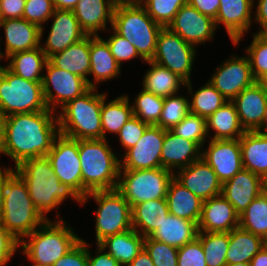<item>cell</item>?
Listing matches in <instances>:
<instances>
[{"instance_id": "cell-6", "label": "cell", "mask_w": 267, "mask_h": 266, "mask_svg": "<svg viewBox=\"0 0 267 266\" xmlns=\"http://www.w3.org/2000/svg\"><path fill=\"white\" fill-rule=\"evenodd\" d=\"M89 88L81 96L68 101L56 112L59 133L77 139H102L101 106L104 93Z\"/></svg>"}, {"instance_id": "cell-53", "label": "cell", "mask_w": 267, "mask_h": 266, "mask_svg": "<svg viewBox=\"0 0 267 266\" xmlns=\"http://www.w3.org/2000/svg\"><path fill=\"white\" fill-rule=\"evenodd\" d=\"M17 249H19V241L0 224V266L9 263Z\"/></svg>"}, {"instance_id": "cell-43", "label": "cell", "mask_w": 267, "mask_h": 266, "mask_svg": "<svg viewBox=\"0 0 267 266\" xmlns=\"http://www.w3.org/2000/svg\"><path fill=\"white\" fill-rule=\"evenodd\" d=\"M189 100L177 94L164 97L163 109L156 125L165 130H171L178 125L190 113Z\"/></svg>"}, {"instance_id": "cell-44", "label": "cell", "mask_w": 267, "mask_h": 266, "mask_svg": "<svg viewBox=\"0 0 267 266\" xmlns=\"http://www.w3.org/2000/svg\"><path fill=\"white\" fill-rule=\"evenodd\" d=\"M147 11V14L162 27L168 25L174 19L179 9L187 3V0H137Z\"/></svg>"}, {"instance_id": "cell-7", "label": "cell", "mask_w": 267, "mask_h": 266, "mask_svg": "<svg viewBox=\"0 0 267 266\" xmlns=\"http://www.w3.org/2000/svg\"><path fill=\"white\" fill-rule=\"evenodd\" d=\"M25 238H29L25 240ZM81 240L63 218L53 222L46 220L32 233L24 237L19 246L36 266H52Z\"/></svg>"}, {"instance_id": "cell-20", "label": "cell", "mask_w": 267, "mask_h": 266, "mask_svg": "<svg viewBox=\"0 0 267 266\" xmlns=\"http://www.w3.org/2000/svg\"><path fill=\"white\" fill-rule=\"evenodd\" d=\"M254 0H220L218 14L215 18L216 27L224 25L229 38L239 45L246 32L249 33L253 21L252 11Z\"/></svg>"}, {"instance_id": "cell-48", "label": "cell", "mask_w": 267, "mask_h": 266, "mask_svg": "<svg viewBox=\"0 0 267 266\" xmlns=\"http://www.w3.org/2000/svg\"><path fill=\"white\" fill-rule=\"evenodd\" d=\"M144 248L149 253L155 266H178V249L156 241L150 237H145Z\"/></svg>"}, {"instance_id": "cell-57", "label": "cell", "mask_w": 267, "mask_h": 266, "mask_svg": "<svg viewBox=\"0 0 267 266\" xmlns=\"http://www.w3.org/2000/svg\"><path fill=\"white\" fill-rule=\"evenodd\" d=\"M254 20L261 27L257 33H267V0H258Z\"/></svg>"}, {"instance_id": "cell-37", "label": "cell", "mask_w": 267, "mask_h": 266, "mask_svg": "<svg viewBox=\"0 0 267 266\" xmlns=\"http://www.w3.org/2000/svg\"><path fill=\"white\" fill-rule=\"evenodd\" d=\"M106 100L104 92L101 106L102 139H107L106 132L117 135L125 123L134 116L128 95H120L108 103Z\"/></svg>"}, {"instance_id": "cell-29", "label": "cell", "mask_w": 267, "mask_h": 266, "mask_svg": "<svg viewBox=\"0 0 267 266\" xmlns=\"http://www.w3.org/2000/svg\"><path fill=\"white\" fill-rule=\"evenodd\" d=\"M121 67L116 62L114 56L105 39L101 36L90 35V72L94 82L91 88H97V83L106 82L120 75Z\"/></svg>"}, {"instance_id": "cell-11", "label": "cell", "mask_w": 267, "mask_h": 266, "mask_svg": "<svg viewBox=\"0 0 267 266\" xmlns=\"http://www.w3.org/2000/svg\"><path fill=\"white\" fill-rule=\"evenodd\" d=\"M196 48L185 42L168 27H163L158 34L154 63L168 68L185 82L190 81Z\"/></svg>"}, {"instance_id": "cell-42", "label": "cell", "mask_w": 267, "mask_h": 266, "mask_svg": "<svg viewBox=\"0 0 267 266\" xmlns=\"http://www.w3.org/2000/svg\"><path fill=\"white\" fill-rule=\"evenodd\" d=\"M134 101L131 106L135 117L149 125H156L159 122L164 97L154 95L142 89Z\"/></svg>"}, {"instance_id": "cell-56", "label": "cell", "mask_w": 267, "mask_h": 266, "mask_svg": "<svg viewBox=\"0 0 267 266\" xmlns=\"http://www.w3.org/2000/svg\"><path fill=\"white\" fill-rule=\"evenodd\" d=\"M187 3L195 7L200 13L214 20L220 6V0H187Z\"/></svg>"}, {"instance_id": "cell-63", "label": "cell", "mask_w": 267, "mask_h": 266, "mask_svg": "<svg viewBox=\"0 0 267 266\" xmlns=\"http://www.w3.org/2000/svg\"><path fill=\"white\" fill-rule=\"evenodd\" d=\"M256 83L262 88V90L267 94V73L260 76Z\"/></svg>"}, {"instance_id": "cell-35", "label": "cell", "mask_w": 267, "mask_h": 266, "mask_svg": "<svg viewBox=\"0 0 267 266\" xmlns=\"http://www.w3.org/2000/svg\"><path fill=\"white\" fill-rule=\"evenodd\" d=\"M206 124L207 131L212 129L215 132L211 135L212 140L240 139L246 132L240 124L236 106L232 101H227L209 116Z\"/></svg>"}, {"instance_id": "cell-15", "label": "cell", "mask_w": 267, "mask_h": 266, "mask_svg": "<svg viewBox=\"0 0 267 266\" xmlns=\"http://www.w3.org/2000/svg\"><path fill=\"white\" fill-rule=\"evenodd\" d=\"M165 129L149 125L135 146L125 152L120 170H140L161 167V152Z\"/></svg>"}, {"instance_id": "cell-51", "label": "cell", "mask_w": 267, "mask_h": 266, "mask_svg": "<svg viewBox=\"0 0 267 266\" xmlns=\"http://www.w3.org/2000/svg\"><path fill=\"white\" fill-rule=\"evenodd\" d=\"M110 47L111 54L116 62L122 66L123 61H129L134 58H141L136 51V48L125 38L117 34L113 30V34L105 40Z\"/></svg>"}, {"instance_id": "cell-52", "label": "cell", "mask_w": 267, "mask_h": 266, "mask_svg": "<svg viewBox=\"0 0 267 266\" xmlns=\"http://www.w3.org/2000/svg\"><path fill=\"white\" fill-rule=\"evenodd\" d=\"M52 266H89L88 243L81 238L73 248L60 257Z\"/></svg>"}, {"instance_id": "cell-12", "label": "cell", "mask_w": 267, "mask_h": 266, "mask_svg": "<svg viewBox=\"0 0 267 266\" xmlns=\"http://www.w3.org/2000/svg\"><path fill=\"white\" fill-rule=\"evenodd\" d=\"M45 69L42 88L45 102L50 110L57 112L56 110H59L57 107H63L68 101L81 96L90 88L82 77L59 69L49 61Z\"/></svg>"}, {"instance_id": "cell-66", "label": "cell", "mask_w": 267, "mask_h": 266, "mask_svg": "<svg viewBox=\"0 0 267 266\" xmlns=\"http://www.w3.org/2000/svg\"><path fill=\"white\" fill-rule=\"evenodd\" d=\"M116 1H137V0H116Z\"/></svg>"}, {"instance_id": "cell-47", "label": "cell", "mask_w": 267, "mask_h": 266, "mask_svg": "<svg viewBox=\"0 0 267 266\" xmlns=\"http://www.w3.org/2000/svg\"><path fill=\"white\" fill-rule=\"evenodd\" d=\"M54 9L52 0H26L23 18L41 28L40 40L43 39V24L50 20V17L54 13Z\"/></svg>"}, {"instance_id": "cell-62", "label": "cell", "mask_w": 267, "mask_h": 266, "mask_svg": "<svg viewBox=\"0 0 267 266\" xmlns=\"http://www.w3.org/2000/svg\"><path fill=\"white\" fill-rule=\"evenodd\" d=\"M6 119H7V115L3 111V109L0 107V148H1V145H2L3 137H4Z\"/></svg>"}, {"instance_id": "cell-36", "label": "cell", "mask_w": 267, "mask_h": 266, "mask_svg": "<svg viewBox=\"0 0 267 266\" xmlns=\"http://www.w3.org/2000/svg\"><path fill=\"white\" fill-rule=\"evenodd\" d=\"M7 59L10 61L6 67L11 72L30 81L42 82L43 74L41 73L44 71L48 58L40 47L13 53L6 58V61Z\"/></svg>"}, {"instance_id": "cell-61", "label": "cell", "mask_w": 267, "mask_h": 266, "mask_svg": "<svg viewBox=\"0 0 267 266\" xmlns=\"http://www.w3.org/2000/svg\"><path fill=\"white\" fill-rule=\"evenodd\" d=\"M55 9L73 10L79 0H52Z\"/></svg>"}, {"instance_id": "cell-41", "label": "cell", "mask_w": 267, "mask_h": 266, "mask_svg": "<svg viewBox=\"0 0 267 266\" xmlns=\"http://www.w3.org/2000/svg\"><path fill=\"white\" fill-rule=\"evenodd\" d=\"M207 266H226V254L229 245V232L198 231Z\"/></svg>"}, {"instance_id": "cell-26", "label": "cell", "mask_w": 267, "mask_h": 266, "mask_svg": "<svg viewBox=\"0 0 267 266\" xmlns=\"http://www.w3.org/2000/svg\"><path fill=\"white\" fill-rule=\"evenodd\" d=\"M116 2V0H79L72 12L87 35L99 36L98 31L105 30L108 22L112 27Z\"/></svg>"}, {"instance_id": "cell-17", "label": "cell", "mask_w": 267, "mask_h": 266, "mask_svg": "<svg viewBox=\"0 0 267 266\" xmlns=\"http://www.w3.org/2000/svg\"><path fill=\"white\" fill-rule=\"evenodd\" d=\"M201 158L213 169L223 184L243 169L239 139L210 140Z\"/></svg>"}, {"instance_id": "cell-32", "label": "cell", "mask_w": 267, "mask_h": 266, "mask_svg": "<svg viewBox=\"0 0 267 266\" xmlns=\"http://www.w3.org/2000/svg\"><path fill=\"white\" fill-rule=\"evenodd\" d=\"M132 227L144 237H149L169 214L166 198L144 201L131 208Z\"/></svg>"}, {"instance_id": "cell-3", "label": "cell", "mask_w": 267, "mask_h": 266, "mask_svg": "<svg viewBox=\"0 0 267 266\" xmlns=\"http://www.w3.org/2000/svg\"><path fill=\"white\" fill-rule=\"evenodd\" d=\"M107 139L78 140L82 198L89 192L117 188L121 161Z\"/></svg>"}, {"instance_id": "cell-9", "label": "cell", "mask_w": 267, "mask_h": 266, "mask_svg": "<svg viewBox=\"0 0 267 266\" xmlns=\"http://www.w3.org/2000/svg\"><path fill=\"white\" fill-rule=\"evenodd\" d=\"M89 197L98 204L95 211L96 244L105 238L132 229L131 206L124 196L117 190H103L89 192L82 198L84 205Z\"/></svg>"}, {"instance_id": "cell-1", "label": "cell", "mask_w": 267, "mask_h": 266, "mask_svg": "<svg viewBox=\"0 0 267 266\" xmlns=\"http://www.w3.org/2000/svg\"><path fill=\"white\" fill-rule=\"evenodd\" d=\"M55 111L16 113L7 116L0 153L15 161V167L28 159L47 156L59 134Z\"/></svg>"}, {"instance_id": "cell-34", "label": "cell", "mask_w": 267, "mask_h": 266, "mask_svg": "<svg viewBox=\"0 0 267 266\" xmlns=\"http://www.w3.org/2000/svg\"><path fill=\"white\" fill-rule=\"evenodd\" d=\"M265 243L263 238L240 226L234 228L229 232L227 264L250 263L251 259L265 246Z\"/></svg>"}, {"instance_id": "cell-2", "label": "cell", "mask_w": 267, "mask_h": 266, "mask_svg": "<svg viewBox=\"0 0 267 266\" xmlns=\"http://www.w3.org/2000/svg\"><path fill=\"white\" fill-rule=\"evenodd\" d=\"M14 171L25 182L29 196L36 209L46 217L52 209L71 197L82 204V197L68 184L61 183L55 176L47 156L25 160Z\"/></svg>"}, {"instance_id": "cell-38", "label": "cell", "mask_w": 267, "mask_h": 266, "mask_svg": "<svg viewBox=\"0 0 267 266\" xmlns=\"http://www.w3.org/2000/svg\"><path fill=\"white\" fill-rule=\"evenodd\" d=\"M151 68L145 73L143 78V90L161 97H168L185 86V81L177 74L171 72L168 68L162 67L153 61H146Z\"/></svg>"}, {"instance_id": "cell-59", "label": "cell", "mask_w": 267, "mask_h": 266, "mask_svg": "<svg viewBox=\"0 0 267 266\" xmlns=\"http://www.w3.org/2000/svg\"><path fill=\"white\" fill-rule=\"evenodd\" d=\"M14 172V169L10 168H4L2 169L0 166V220L2 218V212H3V204H4V200L2 198V193H1V189H2V184L4 183V181Z\"/></svg>"}, {"instance_id": "cell-18", "label": "cell", "mask_w": 267, "mask_h": 266, "mask_svg": "<svg viewBox=\"0 0 267 266\" xmlns=\"http://www.w3.org/2000/svg\"><path fill=\"white\" fill-rule=\"evenodd\" d=\"M51 28L45 44L40 42V48L47 58L62 52L87 36L82 30L75 14L71 10L54 9ZM44 46V47H43Z\"/></svg>"}, {"instance_id": "cell-54", "label": "cell", "mask_w": 267, "mask_h": 266, "mask_svg": "<svg viewBox=\"0 0 267 266\" xmlns=\"http://www.w3.org/2000/svg\"><path fill=\"white\" fill-rule=\"evenodd\" d=\"M26 0H0V20L23 18Z\"/></svg>"}, {"instance_id": "cell-21", "label": "cell", "mask_w": 267, "mask_h": 266, "mask_svg": "<svg viewBox=\"0 0 267 266\" xmlns=\"http://www.w3.org/2000/svg\"><path fill=\"white\" fill-rule=\"evenodd\" d=\"M267 188V182L249 170L242 169L222 184L221 195L226 198L240 215L257 196Z\"/></svg>"}, {"instance_id": "cell-5", "label": "cell", "mask_w": 267, "mask_h": 266, "mask_svg": "<svg viewBox=\"0 0 267 266\" xmlns=\"http://www.w3.org/2000/svg\"><path fill=\"white\" fill-rule=\"evenodd\" d=\"M4 200L0 224L19 242L47 219L36 209L27 186L14 171L2 184Z\"/></svg>"}, {"instance_id": "cell-33", "label": "cell", "mask_w": 267, "mask_h": 266, "mask_svg": "<svg viewBox=\"0 0 267 266\" xmlns=\"http://www.w3.org/2000/svg\"><path fill=\"white\" fill-rule=\"evenodd\" d=\"M144 239V236L132 228L126 232L109 236L98 245L104 250L108 249L106 252L122 266H127L143 249Z\"/></svg>"}, {"instance_id": "cell-28", "label": "cell", "mask_w": 267, "mask_h": 266, "mask_svg": "<svg viewBox=\"0 0 267 266\" xmlns=\"http://www.w3.org/2000/svg\"><path fill=\"white\" fill-rule=\"evenodd\" d=\"M48 61L59 69L82 77L91 87L92 81L88 79L90 72V35L71 44L62 52L50 56Z\"/></svg>"}, {"instance_id": "cell-14", "label": "cell", "mask_w": 267, "mask_h": 266, "mask_svg": "<svg viewBox=\"0 0 267 266\" xmlns=\"http://www.w3.org/2000/svg\"><path fill=\"white\" fill-rule=\"evenodd\" d=\"M227 101H232L245 88L252 86L256 80L251 71L248 56L237 57L233 54L220 64L208 80Z\"/></svg>"}, {"instance_id": "cell-16", "label": "cell", "mask_w": 267, "mask_h": 266, "mask_svg": "<svg viewBox=\"0 0 267 266\" xmlns=\"http://www.w3.org/2000/svg\"><path fill=\"white\" fill-rule=\"evenodd\" d=\"M168 28L195 48L212 40L217 30L214 19L200 13L188 3L179 9Z\"/></svg>"}, {"instance_id": "cell-23", "label": "cell", "mask_w": 267, "mask_h": 266, "mask_svg": "<svg viewBox=\"0 0 267 266\" xmlns=\"http://www.w3.org/2000/svg\"><path fill=\"white\" fill-rule=\"evenodd\" d=\"M197 227L202 232H230L239 227V214L226 198L215 196L203 201Z\"/></svg>"}, {"instance_id": "cell-27", "label": "cell", "mask_w": 267, "mask_h": 266, "mask_svg": "<svg viewBox=\"0 0 267 266\" xmlns=\"http://www.w3.org/2000/svg\"><path fill=\"white\" fill-rule=\"evenodd\" d=\"M239 141L243 169L267 182V133L260 130L246 131Z\"/></svg>"}, {"instance_id": "cell-58", "label": "cell", "mask_w": 267, "mask_h": 266, "mask_svg": "<svg viewBox=\"0 0 267 266\" xmlns=\"http://www.w3.org/2000/svg\"><path fill=\"white\" fill-rule=\"evenodd\" d=\"M127 266H155L149 253L143 247L139 254L133 259V261Z\"/></svg>"}, {"instance_id": "cell-8", "label": "cell", "mask_w": 267, "mask_h": 266, "mask_svg": "<svg viewBox=\"0 0 267 266\" xmlns=\"http://www.w3.org/2000/svg\"><path fill=\"white\" fill-rule=\"evenodd\" d=\"M0 107L7 116L48 110L42 82H34L0 65Z\"/></svg>"}, {"instance_id": "cell-10", "label": "cell", "mask_w": 267, "mask_h": 266, "mask_svg": "<svg viewBox=\"0 0 267 266\" xmlns=\"http://www.w3.org/2000/svg\"><path fill=\"white\" fill-rule=\"evenodd\" d=\"M122 172V173H121ZM174 173L166 168L120 170L117 190L131 208L141 202L166 198Z\"/></svg>"}, {"instance_id": "cell-45", "label": "cell", "mask_w": 267, "mask_h": 266, "mask_svg": "<svg viewBox=\"0 0 267 266\" xmlns=\"http://www.w3.org/2000/svg\"><path fill=\"white\" fill-rule=\"evenodd\" d=\"M171 131L186 140L196 142L201 148L204 147L207 136L209 137L206 119L192 113H189Z\"/></svg>"}, {"instance_id": "cell-13", "label": "cell", "mask_w": 267, "mask_h": 266, "mask_svg": "<svg viewBox=\"0 0 267 266\" xmlns=\"http://www.w3.org/2000/svg\"><path fill=\"white\" fill-rule=\"evenodd\" d=\"M55 176L82 197V175L78 140L59 133L47 154Z\"/></svg>"}, {"instance_id": "cell-19", "label": "cell", "mask_w": 267, "mask_h": 266, "mask_svg": "<svg viewBox=\"0 0 267 266\" xmlns=\"http://www.w3.org/2000/svg\"><path fill=\"white\" fill-rule=\"evenodd\" d=\"M174 178L202 201L219 196L222 183L213 169L202 159L192 162L189 166L179 169Z\"/></svg>"}, {"instance_id": "cell-24", "label": "cell", "mask_w": 267, "mask_h": 266, "mask_svg": "<svg viewBox=\"0 0 267 266\" xmlns=\"http://www.w3.org/2000/svg\"><path fill=\"white\" fill-rule=\"evenodd\" d=\"M5 34V53L0 52V60L13 53L28 51L40 47L41 28L24 18L0 20Z\"/></svg>"}, {"instance_id": "cell-65", "label": "cell", "mask_w": 267, "mask_h": 266, "mask_svg": "<svg viewBox=\"0 0 267 266\" xmlns=\"http://www.w3.org/2000/svg\"><path fill=\"white\" fill-rule=\"evenodd\" d=\"M267 133V111H266V117H265V124L264 127L260 130Z\"/></svg>"}, {"instance_id": "cell-31", "label": "cell", "mask_w": 267, "mask_h": 266, "mask_svg": "<svg viewBox=\"0 0 267 266\" xmlns=\"http://www.w3.org/2000/svg\"><path fill=\"white\" fill-rule=\"evenodd\" d=\"M166 202L170 214L198 224L203 201L180 184L174 177L168 187Z\"/></svg>"}, {"instance_id": "cell-30", "label": "cell", "mask_w": 267, "mask_h": 266, "mask_svg": "<svg viewBox=\"0 0 267 266\" xmlns=\"http://www.w3.org/2000/svg\"><path fill=\"white\" fill-rule=\"evenodd\" d=\"M198 234L195 222L168 214L149 237L179 249L193 241Z\"/></svg>"}, {"instance_id": "cell-46", "label": "cell", "mask_w": 267, "mask_h": 266, "mask_svg": "<svg viewBox=\"0 0 267 266\" xmlns=\"http://www.w3.org/2000/svg\"><path fill=\"white\" fill-rule=\"evenodd\" d=\"M255 80L267 73V33H254L253 40L245 50Z\"/></svg>"}, {"instance_id": "cell-49", "label": "cell", "mask_w": 267, "mask_h": 266, "mask_svg": "<svg viewBox=\"0 0 267 266\" xmlns=\"http://www.w3.org/2000/svg\"><path fill=\"white\" fill-rule=\"evenodd\" d=\"M178 266H207L201 241L196 237L178 249Z\"/></svg>"}, {"instance_id": "cell-4", "label": "cell", "mask_w": 267, "mask_h": 266, "mask_svg": "<svg viewBox=\"0 0 267 266\" xmlns=\"http://www.w3.org/2000/svg\"><path fill=\"white\" fill-rule=\"evenodd\" d=\"M162 28L138 1L116 2L111 30L127 39L145 63L153 59Z\"/></svg>"}, {"instance_id": "cell-22", "label": "cell", "mask_w": 267, "mask_h": 266, "mask_svg": "<svg viewBox=\"0 0 267 266\" xmlns=\"http://www.w3.org/2000/svg\"><path fill=\"white\" fill-rule=\"evenodd\" d=\"M232 102L245 131H258L264 127L267 111V94L255 82L245 88Z\"/></svg>"}, {"instance_id": "cell-50", "label": "cell", "mask_w": 267, "mask_h": 266, "mask_svg": "<svg viewBox=\"0 0 267 266\" xmlns=\"http://www.w3.org/2000/svg\"><path fill=\"white\" fill-rule=\"evenodd\" d=\"M148 126L149 124L141 121L135 116L128 120L117 134L122 148L127 151L131 147L135 146Z\"/></svg>"}, {"instance_id": "cell-64", "label": "cell", "mask_w": 267, "mask_h": 266, "mask_svg": "<svg viewBox=\"0 0 267 266\" xmlns=\"http://www.w3.org/2000/svg\"><path fill=\"white\" fill-rule=\"evenodd\" d=\"M226 266H250L249 263H236V264H227Z\"/></svg>"}, {"instance_id": "cell-39", "label": "cell", "mask_w": 267, "mask_h": 266, "mask_svg": "<svg viewBox=\"0 0 267 266\" xmlns=\"http://www.w3.org/2000/svg\"><path fill=\"white\" fill-rule=\"evenodd\" d=\"M191 83V80L185 83V87L188 88V92L192 95V100L189 102L190 113L207 119L227 102L226 98L210 82L207 81L194 94Z\"/></svg>"}, {"instance_id": "cell-55", "label": "cell", "mask_w": 267, "mask_h": 266, "mask_svg": "<svg viewBox=\"0 0 267 266\" xmlns=\"http://www.w3.org/2000/svg\"><path fill=\"white\" fill-rule=\"evenodd\" d=\"M96 255L92 253L88 244V265L89 266H122L116 259L106 252L101 246L97 244Z\"/></svg>"}, {"instance_id": "cell-40", "label": "cell", "mask_w": 267, "mask_h": 266, "mask_svg": "<svg viewBox=\"0 0 267 266\" xmlns=\"http://www.w3.org/2000/svg\"><path fill=\"white\" fill-rule=\"evenodd\" d=\"M239 226L267 241V188L239 215Z\"/></svg>"}, {"instance_id": "cell-60", "label": "cell", "mask_w": 267, "mask_h": 266, "mask_svg": "<svg viewBox=\"0 0 267 266\" xmlns=\"http://www.w3.org/2000/svg\"><path fill=\"white\" fill-rule=\"evenodd\" d=\"M250 266H267V248L264 246L249 263Z\"/></svg>"}, {"instance_id": "cell-25", "label": "cell", "mask_w": 267, "mask_h": 266, "mask_svg": "<svg viewBox=\"0 0 267 266\" xmlns=\"http://www.w3.org/2000/svg\"><path fill=\"white\" fill-rule=\"evenodd\" d=\"M201 147L191 140H186L171 130H165L161 152V167L175 173L201 158Z\"/></svg>"}]
</instances>
